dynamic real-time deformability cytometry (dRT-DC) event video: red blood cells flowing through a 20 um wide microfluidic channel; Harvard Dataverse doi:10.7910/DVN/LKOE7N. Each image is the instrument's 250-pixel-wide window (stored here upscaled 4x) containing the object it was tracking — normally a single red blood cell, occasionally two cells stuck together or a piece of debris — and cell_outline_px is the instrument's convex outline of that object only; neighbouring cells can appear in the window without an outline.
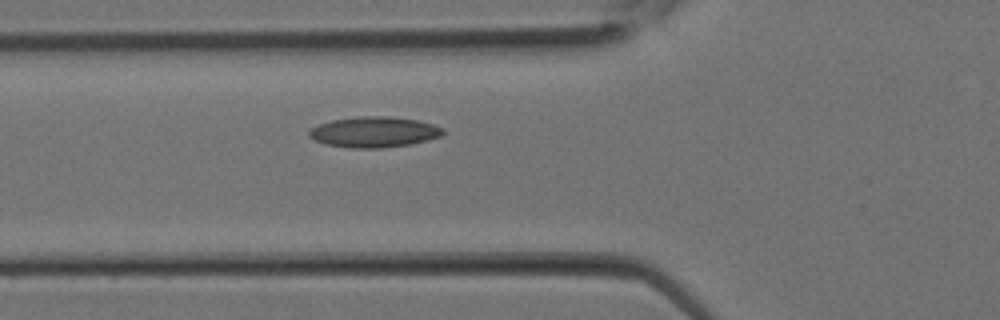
{"species": "Egyptian fruit bat (a non-hibernating species)", "species_latin": "Rousettus aegyptiacus", "temperature_condition": "room temperature", "stored_images_in_passage": 2, "camera_frame_rate_fps": 3000, "um_per_image_px": 0.085, "animal": {"sex": "female"}, "frame": {"image": 1, "passage_image": 2, "time_ms": 0.333, "image_size_px": [1000, 320], "cell_outline_px": [[444, 132], [440, 136], [428, 140], [408, 144], [380, 148], [352, 148], [324, 144], [308, 136], [308, 132], [312, 128], [320, 124], [332, 120], [360, 116], [384, 116], [416, 120], [432, 124], [444, 128]], "centroid_in_image_um": [31.78, 11.22], "position_along_channel_um": 94.0, "area_um2": 23.64}}